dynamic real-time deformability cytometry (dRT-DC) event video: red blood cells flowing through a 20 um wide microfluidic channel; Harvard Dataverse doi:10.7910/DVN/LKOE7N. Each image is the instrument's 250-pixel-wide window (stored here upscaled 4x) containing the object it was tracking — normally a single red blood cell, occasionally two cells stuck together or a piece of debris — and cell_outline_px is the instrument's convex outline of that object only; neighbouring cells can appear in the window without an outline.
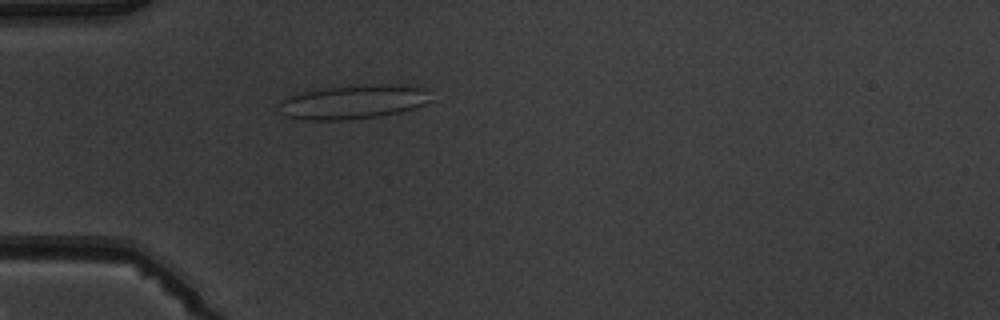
{"species": "common noctule bat (a hibernating species)", "species_latin": "Nyctalus noctula", "temperature_condition": "warm", "stored_images_in_passage": 2, "camera_frame_rate_fps": 3000, "um_per_image_px": 0.085, "animal": {"sex": "male", "body_mass_g": 19.5, "forearm_length_mm": 54.6}, "frame": {"image": 1, "passage_image": 2, "time_ms": 1.333, "image_size_px": [1000, 320], "cell_outline_px": [[432, 100], [424, 104], [400, 112], [380, 116], [340, 120], [304, 120], [284, 116], [276, 108], [276, 104], [280, 100], [288, 96], [304, 92], [328, 88], [372, 84], [408, 84], [424, 88]], "centroid_in_image_um": [30.0, 8.66], "position_along_channel_um": 55.0, "area_um2": 30.29}}